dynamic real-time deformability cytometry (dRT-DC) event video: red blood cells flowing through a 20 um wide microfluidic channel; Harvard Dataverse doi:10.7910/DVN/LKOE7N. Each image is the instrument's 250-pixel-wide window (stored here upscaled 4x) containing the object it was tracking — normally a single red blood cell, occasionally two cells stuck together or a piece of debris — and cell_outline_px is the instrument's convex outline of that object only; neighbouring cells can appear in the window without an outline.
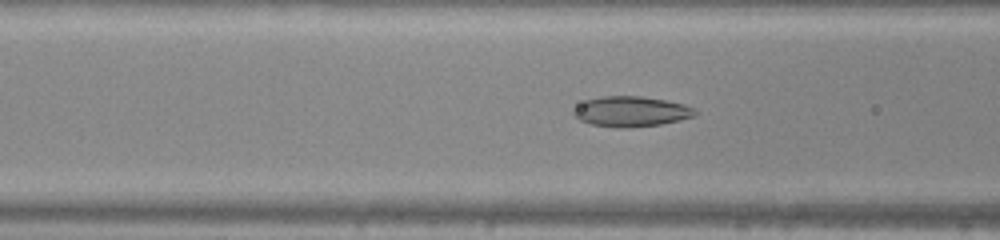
{"species": "common noctule bat (a hibernating species)", "species_latin": "Nyctalus noctula", "temperature_condition": "warm", "stored_images_in_passage": 49, "camera_frame_rate_fps": 3000, "um_per_image_px": 0.085, "animal": {"sex": "male", "body_mass_g": 20.0, "forearm_length_mm": 53.3}, "frame": {"image": 1, "passage_image": 20, "time_ms": 6.333, "image_size_px": [1000, 240], "cell_outline_px": [[696, 112], [692, 116], [680, 120], [660, 124], [628, 128], [620, 128], [592, 124], [580, 120], [572, 112], [584, 100], [600, 96], [640, 96], [664, 100], [684, 104], [696, 108]], "centroid_in_image_um": [53.64, 9.47], "position_along_channel_um": 113.0, "area_um2": 21.27}}
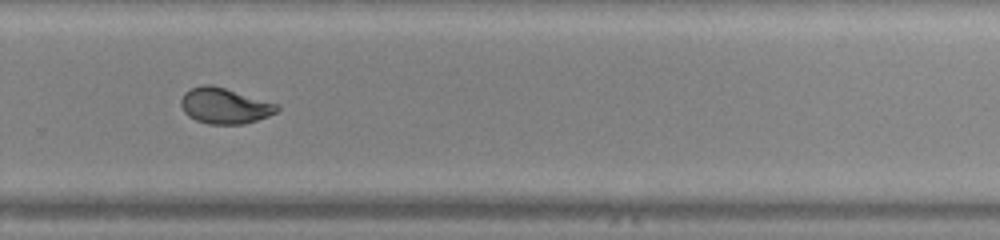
{"frame": {"image": 2, "passage_image": 34, "time_ms": 11.0, "image_size_px": [1000, 240], "cell_outline_px": [[280, 108], [276, 112], [268, 116], [244, 124], [208, 124], [196, 120], [188, 116], [184, 112], [180, 104], [180, 100], [184, 92], [192, 88], [204, 84], [212, 84], [280, 104]], "centroid_in_image_um": [19.09, 8.99], "position_along_channel_um": 310.7, "area_um2": 20.17}}
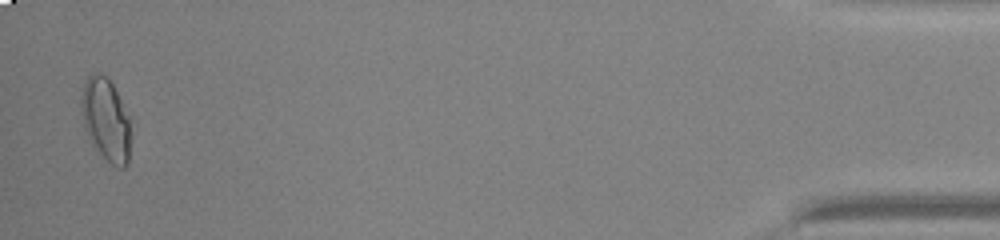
{"frame": {"image": 3, "passage_image": 48, "time_ms": 15.667, "image_size_px": [1000, 240], "cell_outline_px": [[128, 164], [124, 168], [120, 168], [112, 164], [92, 144], [88, 136], [80, 112], [80, 100], [84, 80], [92, 72], [100, 72], [112, 84], [128, 116]], "centroid_in_image_um": [8.94, 10.12], "position_along_channel_um": 426.3, "area_um2": 23.24}, "authors_computed_cell_mechanics": {"area_um2": 21.386, "velocity_mm_per_s": 4.2518, "shape_relaxation_time_tau1_ms": null, "shape_relaxation_time_tau2_ms": 0.9408, "deformation_change_tau1": null, "deformation_change_tau2": 0.0599}}